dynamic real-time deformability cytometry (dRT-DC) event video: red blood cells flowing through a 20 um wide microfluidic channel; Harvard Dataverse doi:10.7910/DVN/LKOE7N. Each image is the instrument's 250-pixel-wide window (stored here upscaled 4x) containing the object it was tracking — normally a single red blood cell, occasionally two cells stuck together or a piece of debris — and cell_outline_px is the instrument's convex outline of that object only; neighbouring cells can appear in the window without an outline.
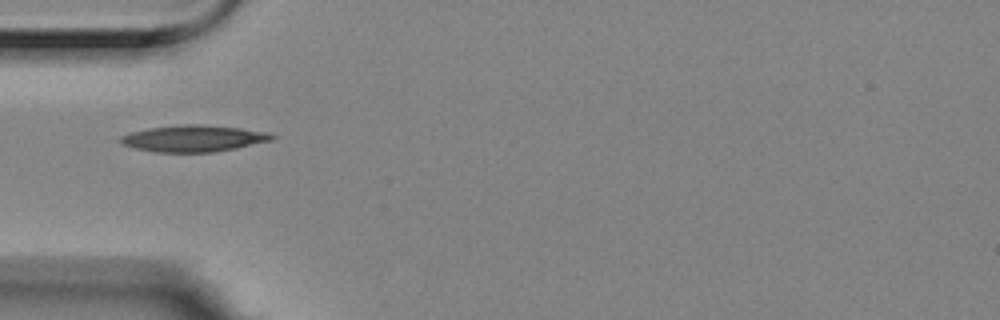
{"species": "Egyptian fruit bat (a non-hibernating species)", "species_latin": "Rousettus aegyptiacus", "temperature_condition": "room temperature", "stored_images_in_passage": 13, "camera_frame_rate_fps": 3000, "um_per_image_px": 0.085, "animal": {"sex": "female"}, "frame": {"image": 1, "passage_image": 5, "time_ms": 1.333, "image_size_px": [1000, 320], "cell_outline_px": [[276, 136], [272, 140], [236, 148], [212, 152], [156, 152], [136, 148], [124, 144], [120, 140], [120, 136], [132, 132], [148, 128], [184, 124], [204, 124], [240, 128], [268, 132]], "centroid_in_image_um": [16.48, 11.76], "position_along_channel_um": 68.5, "area_um2": 23.24}}
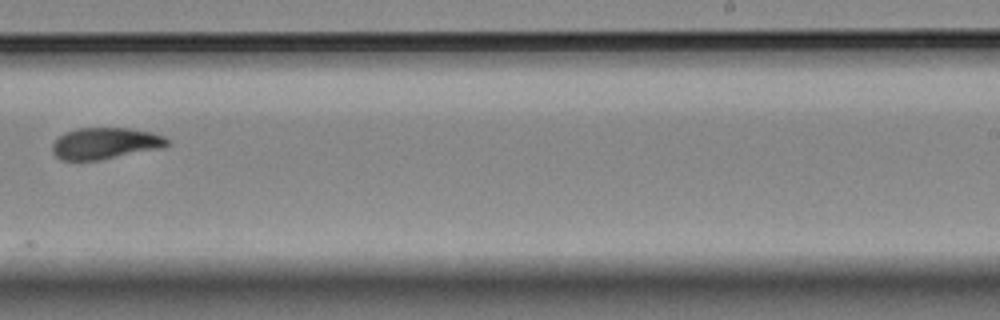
{"frame": {"image": 2, "passage_image": 10, "time_ms": 3.0, "image_size_px": [1000, 320], "cell_outline_px": [[172, 144], [164, 148], [100, 160], [60, 160], [52, 152], [52, 144], [64, 132], [76, 128], [128, 128], [152, 132], [164, 136], [172, 140]], "centroid_in_image_um": [9.01, 12.18], "position_along_channel_um": 280.0, "area_um2": 21.44}}
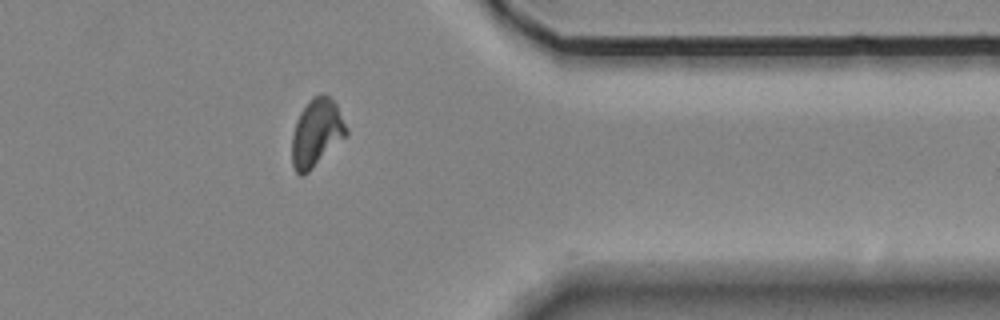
{"frame": {"image": 3, "passage_image": 13, "time_ms": 4.0, "image_size_px": [1000, 320], "cell_outline_px": [[348, 132], [308, 172], [300, 176], [296, 172], [292, 164], [292, 136], [296, 120], [300, 112], [308, 100], [312, 96], [324, 92], [336, 104], [348, 128]], "centroid_in_image_um": [26.88, 11.24], "position_along_channel_um": 384.5, "area_um2": 21.15}}